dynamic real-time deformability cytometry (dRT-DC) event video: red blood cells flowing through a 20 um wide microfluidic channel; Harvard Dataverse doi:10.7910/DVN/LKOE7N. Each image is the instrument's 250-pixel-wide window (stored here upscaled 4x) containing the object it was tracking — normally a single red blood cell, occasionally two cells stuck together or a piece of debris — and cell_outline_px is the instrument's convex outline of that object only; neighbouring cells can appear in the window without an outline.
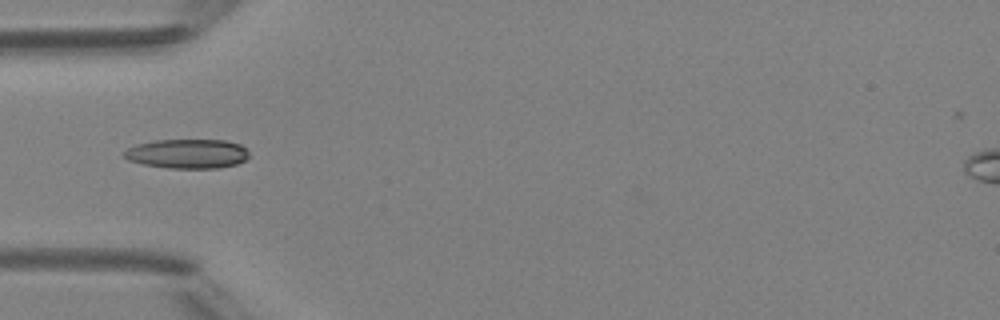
{"species": "Egyptian fruit bat (a non-hibernating species)", "species_latin": "Rousettus aegyptiacus", "temperature_condition": "room temperature", "stored_images_in_passage": 6, "camera_frame_rate_fps": 3000, "um_per_image_px": 0.085, "animal": {"sex": "female"}, "frame": {"image": 1, "passage_image": 5, "time_ms": 4.667, "image_size_px": [1000, 320], "cell_outline_px": [[248, 156], [244, 160], [236, 164], [220, 168], [168, 168], [144, 164], [128, 160], [120, 156], [128, 148], [136, 144], [156, 140], [228, 140], [240, 144], [248, 148]], "centroid_in_image_um": [15.93, 13.06], "position_along_channel_um": 69.1, "area_um2": 21.56}}
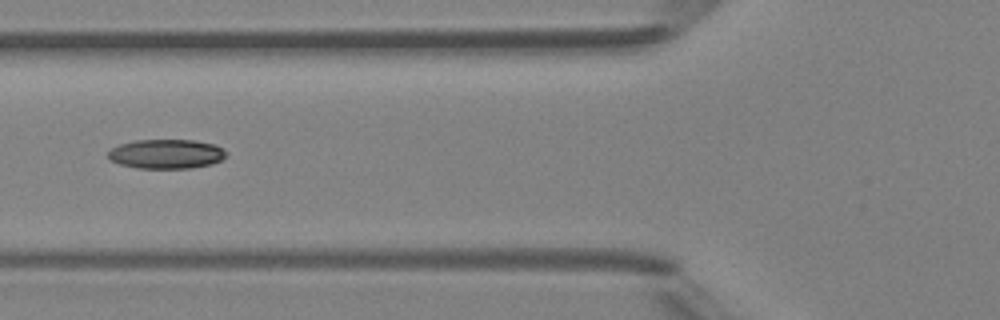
{"frame": {"image": 2, "passage_image": 6, "time_ms": 5.667, "image_size_px": [1000, 320], "cell_outline_px": [[228, 156], [212, 164], [192, 168], [136, 168], [120, 164], [112, 160], [108, 156], [108, 152], [112, 148], [120, 144], [136, 140], [196, 140], [216, 144], [224, 148]], "centroid_in_image_um": [14.19, 13.08], "position_along_channel_um": 111.6, "area_um2": 20.35}}